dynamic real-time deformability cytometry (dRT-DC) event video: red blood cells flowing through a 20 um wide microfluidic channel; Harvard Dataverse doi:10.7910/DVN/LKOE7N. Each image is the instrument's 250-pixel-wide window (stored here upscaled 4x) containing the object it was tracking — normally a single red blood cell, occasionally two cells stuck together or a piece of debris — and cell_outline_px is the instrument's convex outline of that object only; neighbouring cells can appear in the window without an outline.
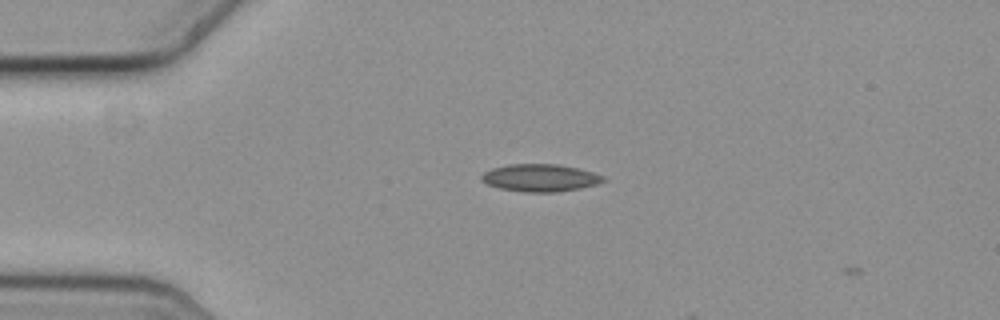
{"species": "common noctule bat (a hibernating species)", "species_latin": "Nyctalus noctula", "temperature_condition": "cold", "stored_images_in_passage": 5, "camera_frame_rate_fps": 3000, "um_per_image_px": 0.085, "animal": {"sex": "female", "body_mass_g": 19.3, "forearm_length_mm": 54.1}, "frame": {"image": 1, "passage_image": 3, "time_ms": 0.667, "image_size_px": [1000, 320], "cell_outline_px": [[604, 180], [596, 184], [580, 188], [556, 192], [524, 192], [500, 188], [488, 184], [480, 180], [480, 176], [484, 172], [492, 168], [508, 164], [556, 164], [576, 168], [592, 172], [604, 176]], "centroid_in_image_um": [45.87, 15.11], "position_along_channel_um": 39.1, "area_um2": 19.31}}